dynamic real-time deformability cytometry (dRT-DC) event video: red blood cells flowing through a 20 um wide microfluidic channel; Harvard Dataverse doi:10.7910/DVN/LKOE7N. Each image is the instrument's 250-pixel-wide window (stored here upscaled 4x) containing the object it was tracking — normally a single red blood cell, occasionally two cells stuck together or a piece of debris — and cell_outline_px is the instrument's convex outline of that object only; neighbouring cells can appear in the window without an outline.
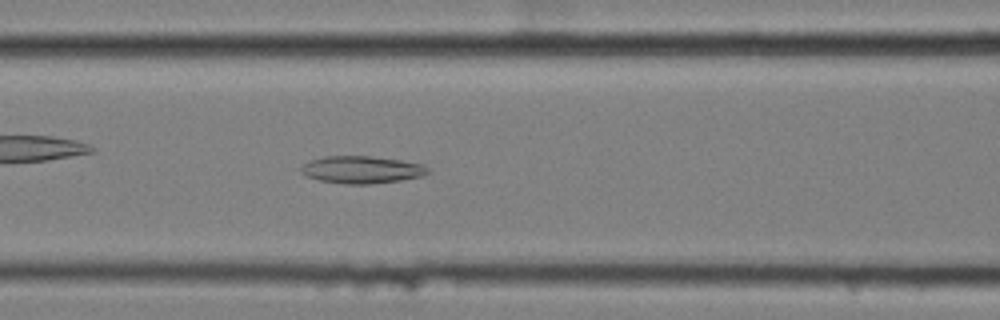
{"species": "common noctule bat (a hibernating species)", "species_latin": "Nyctalus noctula", "temperature_condition": "cold", "stored_images_in_passage": 43, "camera_frame_rate_fps": 3000, "um_per_image_px": 0.085, "animal": {"sex": "female", "body_mass_g": 25.1}, "frame": {"image": 1, "passage_image": 8, "time_ms": 2.333, "image_size_px": [1000, 320], "cell_outline_px": [[432, 172], [424, 176], [400, 180], [372, 184], [344, 184], [320, 180], [308, 176], [300, 172], [300, 168], [304, 164], [312, 160], [324, 156], [368, 156], [400, 160], [424, 164]], "centroid_in_image_um": [30.8, 14.43], "position_along_channel_um": 135.8, "area_um2": 20.23}}
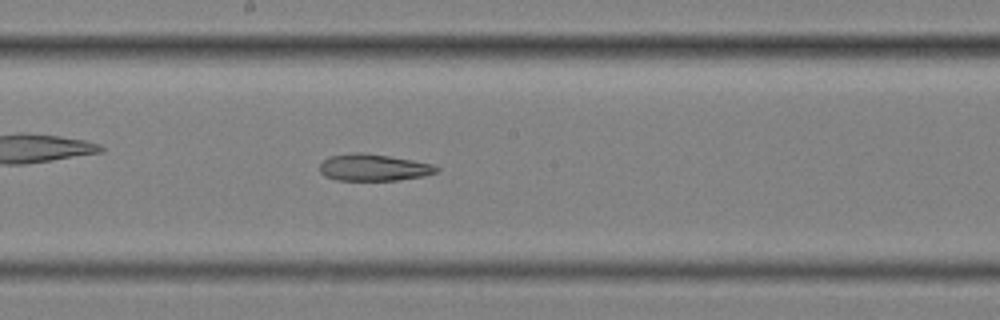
{"frame": {"image": 2, "passage_image": 15, "time_ms": 4.667, "image_size_px": [1000, 320], "cell_outline_px": [[440, 168], [436, 172], [424, 176], [400, 180], [336, 180], [324, 176], [320, 172], [320, 164], [328, 156], [352, 152], [364, 152], [412, 160], [432, 164]], "centroid_in_image_um": [31.72, 14.23], "position_along_channel_um": 216.5, "area_um2": 18.32}}
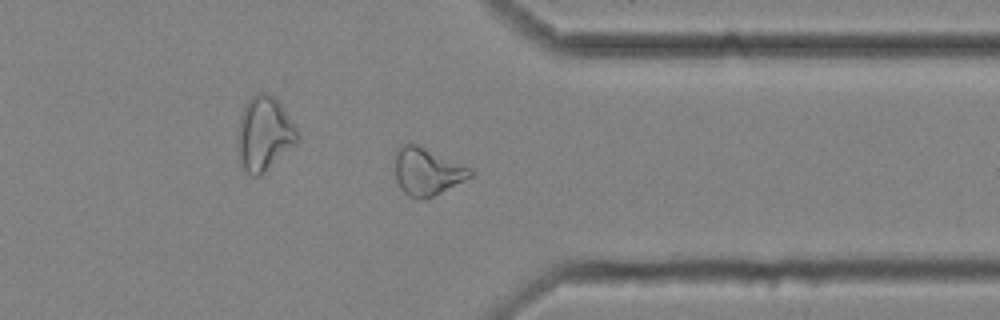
{"frame": {"image": 3, "passage_image": 29, "time_ms": 9.333, "image_size_px": [1000, 320], "cell_outline_px": [[472, 176], [424, 200], [408, 196], [400, 188], [396, 180], [396, 148], [404, 144], [416, 144], [472, 168]], "centroid_in_image_um": [36.28, 14.58], "position_along_channel_um": 375.1, "area_um2": 20.46}}